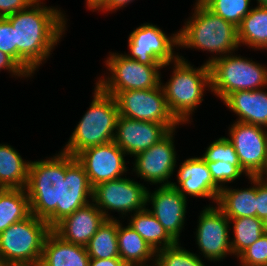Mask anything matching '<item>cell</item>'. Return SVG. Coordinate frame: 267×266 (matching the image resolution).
<instances>
[{"mask_svg":"<svg viewBox=\"0 0 267 266\" xmlns=\"http://www.w3.org/2000/svg\"><path fill=\"white\" fill-rule=\"evenodd\" d=\"M181 124H160L120 116L114 142L131 157L149 149Z\"/></svg>","mask_w":267,"mask_h":266,"instance_id":"obj_16","label":"cell"},{"mask_svg":"<svg viewBox=\"0 0 267 266\" xmlns=\"http://www.w3.org/2000/svg\"><path fill=\"white\" fill-rule=\"evenodd\" d=\"M207 9L238 27L251 11V0H199Z\"/></svg>","mask_w":267,"mask_h":266,"instance_id":"obj_31","label":"cell"},{"mask_svg":"<svg viewBox=\"0 0 267 266\" xmlns=\"http://www.w3.org/2000/svg\"><path fill=\"white\" fill-rule=\"evenodd\" d=\"M51 231L45 220L30 214L0 233V266L39 264Z\"/></svg>","mask_w":267,"mask_h":266,"instance_id":"obj_7","label":"cell"},{"mask_svg":"<svg viewBox=\"0 0 267 266\" xmlns=\"http://www.w3.org/2000/svg\"><path fill=\"white\" fill-rule=\"evenodd\" d=\"M234 52L210 62V89L222 100L236 91L267 88V67Z\"/></svg>","mask_w":267,"mask_h":266,"instance_id":"obj_6","label":"cell"},{"mask_svg":"<svg viewBox=\"0 0 267 266\" xmlns=\"http://www.w3.org/2000/svg\"><path fill=\"white\" fill-rule=\"evenodd\" d=\"M178 31L166 35L160 27L152 23H143L134 29L128 36L129 53H124L128 58L147 65L170 64L179 54Z\"/></svg>","mask_w":267,"mask_h":266,"instance_id":"obj_10","label":"cell"},{"mask_svg":"<svg viewBox=\"0 0 267 266\" xmlns=\"http://www.w3.org/2000/svg\"><path fill=\"white\" fill-rule=\"evenodd\" d=\"M106 219L91 201L65 217L51 230L64 241L86 246Z\"/></svg>","mask_w":267,"mask_h":266,"instance_id":"obj_19","label":"cell"},{"mask_svg":"<svg viewBox=\"0 0 267 266\" xmlns=\"http://www.w3.org/2000/svg\"><path fill=\"white\" fill-rule=\"evenodd\" d=\"M90 106L69 137L62 152L76 156L82 150L114 140L119 110L114 96L103 92L96 84Z\"/></svg>","mask_w":267,"mask_h":266,"instance_id":"obj_5","label":"cell"},{"mask_svg":"<svg viewBox=\"0 0 267 266\" xmlns=\"http://www.w3.org/2000/svg\"><path fill=\"white\" fill-rule=\"evenodd\" d=\"M0 51L15 61V30L6 17H0Z\"/></svg>","mask_w":267,"mask_h":266,"instance_id":"obj_36","label":"cell"},{"mask_svg":"<svg viewBox=\"0 0 267 266\" xmlns=\"http://www.w3.org/2000/svg\"><path fill=\"white\" fill-rule=\"evenodd\" d=\"M176 130H172L161 141L134 156L132 172L136 173L137 177L150 185H171L169 179L174 175L178 159L174 144Z\"/></svg>","mask_w":267,"mask_h":266,"instance_id":"obj_13","label":"cell"},{"mask_svg":"<svg viewBox=\"0 0 267 266\" xmlns=\"http://www.w3.org/2000/svg\"><path fill=\"white\" fill-rule=\"evenodd\" d=\"M267 216V178L256 177V217Z\"/></svg>","mask_w":267,"mask_h":266,"instance_id":"obj_37","label":"cell"},{"mask_svg":"<svg viewBox=\"0 0 267 266\" xmlns=\"http://www.w3.org/2000/svg\"><path fill=\"white\" fill-rule=\"evenodd\" d=\"M172 64L170 79L160 84L171 114L181 125L188 124L204 100L205 90H211L209 65L203 63L200 68H195L180 55Z\"/></svg>","mask_w":267,"mask_h":266,"instance_id":"obj_4","label":"cell"},{"mask_svg":"<svg viewBox=\"0 0 267 266\" xmlns=\"http://www.w3.org/2000/svg\"><path fill=\"white\" fill-rule=\"evenodd\" d=\"M66 175V153L31 161L25 187L30 212L52 229L61 221L62 178Z\"/></svg>","mask_w":267,"mask_h":266,"instance_id":"obj_3","label":"cell"},{"mask_svg":"<svg viewBox=\"0 0 267 266\" xmlns=\"http://www.w3.org/2000/svg\"><path fill=\"white\" fill-rule=\"evenodd\" d=\"M249 188L234 189L226 185L220 190L216 205L228 219L256 217V177L247 178Z\"/></svg>","mask_w":267,"mask_h":266,"instance_id":"obj_24","label":"cell"},{"mask_svg":"<svg viewBox=\"0 0 267 266\" xmlns=\"http://www.w3.org/2000/svg\"><path fill=\"white\" fill-rule=\"evenodd\" d=\"M227 137L234 145L242 169L250 177H263L267 159V128L234 121Z\"/></svg>","mask_w":267,"mask_h":266,"instance_id":"obj_14","label":"cell"},{"mask_svg":"<svg viewBox=\"0 0 267 266\" xmlns=\"http://www.w3.org/2000/svg\"><path fill=\"white\" fill-rule=\"evenodd\" d=\"M125 156L126 153L112 141L88 147L75 157L83 165L93 188L100 183L123 177L129 168Z\"/></svg>","mask_w":267,"mask_h":266,"instance_id":"obj_15","label":"cell"},{"mask_svg":"<svg viewBox=\"0 0 267 266\" xmlns=\"http://www.w3.org/2000/svg\"><path fill=\"white\" fill-rule=\"evenodd\" d=\"M223 103L236 114V121L267 127V91H236L227 95Z\"/></svg>","mask_w":267,"mask_h":266,"instance_id":"obj_21","label":"cell"},{"mask_svg":"<svg viewBox=\"0 0 267 266\" xmlns=\"http://www.w3.org/2000/svg\"><path fill=\"white\" fill-rule=\"evenodd\" d=\"M35 0H0V17L10 16L26 9Z\"/></svg>","mask_w":267,"mask_h":266,"instance_id":"obj_38","label":"cell"},{"mask_svg":"<svg viewBox=\"0 0 267 266\" xmlns=\"http://www.w3.org/2000/svg\"><path fill=\"white\" fill-rule=\"evenodd\" d=\"M264 233H267V216L262 220Z\"/></svg>","mask_w":267,"mask_h":266,"instance_id":"obj_43","label":"cell"},{"mask_svg":"<svg viewBox=\"0 0 267 266\" xmlns=\"http://www.w3.org/2000/svg\"><path fill=\"white\" fill-rule=\"evenodd\" d=\"M177 171V183H171L185 198H209L216 205L220 188L214 183L206 161L201 157L184 160Z\"/></svg>","mask_w":267,"mask_h":266,"instance_id":"obj_18","label":"cell"},{"mask_svg":"<svg viewBox=\"0 0 267 266\" xmlns=\"http://www.w3.org/2000/svg\"><path fill=\"white\" fill-rule=\"evenodd\" d=\"M211 173L214 183L220 188H225L226 184L232 183L236 179H240L242 175L250 177L241 166H235L229 162L216 161L206 162Z\"/></svg>","mask_w":267,"mask_h":266,"instance_id":"obj_34","label":"cell"},{"mask_svg":"<svg viewBox=\"0 0 267 266\" xmlns=\"http://www.w3.org/2000/svg\"><path fill=\"white\" fill-rule=\"evenodd\" d=\"M92 191L83 165L76 157L66 154V175L62 178L61 220L91 202Z\"/></svg>","mask_w":267,"mask_h":266,"instance_id":"obj_20","label":"cell"},{"mask_svg":"<svg viewBox=\"0 0 267 266\" xmlns=\"http://www.w3.org/2000/svg\"><path fill=\"white\" fill-rule=\"evenodd\" d=\"M89 266H127L121 258L90 259Z\"/></svg>","mask_w":267,"mask_h":266,"instance_id":"obj_40","label":"cell"},{"mask_svg":"<svg viewBox=\"0 0 267 266\" xmlns=\"http://www.w3.org/2000/svg\"><path fill=\"white\" fill-rule=\"evenodd\" d=\"M200 255L186 250L181 243L156 251L155 266H205Z\"/></svg>","mask_w":267,"mask_h":266,"instance_id":"obj_32","label":"cell"},{"mask_svg":"<svg viewBox=\"0 0 267 266\" xmlns=\"http://www.w3.org/2000/svg\"><path fill=\"white\" fill-rule=\"evenodd\" d=\"M108 76L99 77L96 85L105 93L115 96L125 90L156 88L161 83L160 70L172 65H147L128 58L123 53L109 52L105 60Z\"/></svg>","mask_w":267,"mask_h":266,"instance_id":"obj_8","label":"cell"},{"mask_svg":"<svg viewBox=\"0 0 267 266\" xmlns=\"http://www.w3.org/2000/svg\"><path fill=\"white\" fill-rule=\"evenodd\" d=\"M89 262L86 246L64 241L52 230L47 234L39 263L41 266H89Z\"/></svg>","mask_w":267,"mask_h":266,"instance_id":"obj_22","label":"cell"},{"mask_svg":"<svg viewBox=\"0 0 267 266\" xmlns=\"http://www.w3.org/2000/svg\"><path fill=\"white\" fill-rule=\"evenodd\" d=\"M29 164L14 147L0 144V188L25 189Z\"/></svg>","mask_w":267,"mask_h":266,"instance_id":"obj_25","label":"cell"},{"mask_svg":"<svg viewBox=\"0 0 267 266\" xmlns=\"http://www.w3.org/2000/svg\"><path fill=\"white\" fill-rule=\"evenodd\" d=\"M114 97L120 116L160 124H180L168 108L161 84L151 89L121 91Z\"/></svg>","mask_w":267,"mask_h":266,"instance_id":"obj_12","label":"cell"},{"mask_svg":"<svg viewBox=\"0 0 267 266\" xmlns=\"http://www.w3.org/2000/svg\"><path fill=\"white\" fill-rule=\"evenodd\" d=\"M187 201L188 198L171 185L159 186L153 192L147 189L146 206L152 205L147 210L176 242H180V234L185 227Z\"/></svg>","mask_w":267,"mask_h":266,"instance_id":"obj_17","label":"cell"},{"mask_svg":"<svg viewBox=\"0 0 267 266\" xmlns=\"http://www.w3.org/2000/svg\"><path fill=\"white\" fill-rule=\"evenodd\" d=\"M240 266H267V233L237 257Z\"/></svg>","mask_w":267,"mask_h":266,"instance_id":"obj_35","label":"cell"},{"mask_svg":"<svg viewBox=\"0 0 267 266\" xmlns=\"http://www.w3.org/2000/svg\"><path fill=\"white\" fill-rule=\"evenodd\" d=\"M7 70L11 76H15L17 78L30 77L9 55L0 51V71Z\"/></svg>","mask_w":267,"mask_h":266,"instance_id":"obj_39","label":"cell"},{"mask_svg":"<svg viewBox=\"0 0 267 266\" xmlns=\"http://www.w3.org/2000/svg\"><path fill=\"white\" fill-rule=\"evenodd\" d=\"M198 216L195 240L202 258L219 262L233 255L230 244V221L216 205L203 207Z\"/></svg>","mask_w":267,"mask_h":266,"instance_id":"obj_11","label":"cell"},{"mask_svg":"<svg viewBox=\"0 0 267 266\" xmlns=\"http://www.w3.org/2000/svg\"><path fill=\"white\" fill-rule=\"evenodd\" d=\"M31 214L25 189L0 188V233Z\"/></svg>","mask_w":267,"mask_h":266,"instance_id":"obj_28","label":"cell"},{"mask_svg":"<svg viewBox=\"0 0 267 266\" xmlns=\"http://www.w3.org/2000/svg\"><path fill=\"white\" fill-rule=\"evenodd\" d=\"M130 216L128 225L155 251L174 246L177 243L147 208L130 214Z\"/></svg>","mask_w":267,"mask_h":266,"instance_id":"obj_27","label":"cell"},{"mask_svg":"<svg viewBox=\"0 0 267 266\" xmlns=\"http://www.w3.org/2000/svg\"><path fill=\"white\" fill-rule=\"evenodd\" d=\"M43 1L35 0L6 17L15 30V62L30 77L47 61L67 30L65 13Z\"/></svg>","mask_w":267,"mask_h":266,"instance_id":"obj_1","label":"cell"},{"mask_svg":"<svg viewBox=\"0 0 267 266\" xmlns=\"http://www.w3.org/2000/svg\"><path fill=\"white\" fill-rule=\"evenodd\" d=\"M118 219H106L86 245L90 259L120 258L117 242Z\"/></svg>","mask_w":267,"mask_h":266,"instance_id":"obj_29","label":"cell"},{"mask_svg":"<svg viewBox=\"0 0 267 266\" xmlns=\"http://www.w3.org/2000/svg\"><path fill=\"white\" fill-rule=\"evenodd\" d=\"M147 189L140 181L138 183L125 176L93 187L92 202L107 219H117L109 214L111 211L118 212L121 215L119 218L124 219L130 213L134 214L147 207Z\"/></svg>","mask_w":267,"mask_h":266,"instance_id":"obj_9","label":"cell"},{"mask_svg":"<svg viewBox=\"0 0 267 266\" xmlns=\"http://www.w3.org/2000/svg\"><path fill=\"white\" fill-rule=\"evenodd\" d=\"M256 1H257V5L267 6V0H256Z\"/></svg>","mask_w":267,"mask_h":266,"instance_id":"obj_44","label":"cell"},{"mask_svg":"<svg viewBox=\"0 0 267 266\" xmlns=\"http://www.w3.org/2000/svg\"><path fill=\"white\" fill-rule=\"evenodd\" d=\"M206 162L224 161L235 166H241L234 145L227 137H220L207 146L201 156Z\"/></svg>","mask_w":267,"mask_h":266,"instance_id":"obj_33","label":"cell"},{"mask_svg":"<svg viewBox=\"0 0 267 266\" xmlns=\"http://www.w3.org/2000/svg\"><path fill=\"white\" fill-rule=\"evenodd\" d=\"M264 178H267V159L265 163Z\"/></svg>","mask_w":267,"mask_h":266,"instance_id":"obj_46","label":"cell"},{"mask_svg":"<svg viewBox=\"0 0 267 266\" xmlns=\"http://www.w3.org/2000/svg\"><path fill=\"white\" fill-rule=\"evenodd\" d=\"M117 242L119 256L127 266H155L156 251L133 228L123 226L119 219Z\"/></svg>","mask_w":267,"mask_h":266,"instance_id":"obj_23","label":"cell"},{"mask_svg":"<svg viewBox=\"0 0 267 266\" xmlns=\"http://www.w3.org/2000/svg\"><path fill=\"white\" fill-rule=\"evenodd\" d=\"M229 221L234 233L230 239L233 257H238L264 234L262 219L258 217L233 218Z\"/></svg>","mask_w":267,"mask_h":266,"instance_id":"obj_30","label":"cell"},{"mask_svg":"<svg viewBox=\"0 0 267 266\" xmlns=\"http://www.w3.org/2000/svg\"><path fill=\"white\" fill-rule=\"evenodd\" d=\"M133 1L135 0H108V13H114V11L116 12L120 8L123 9Z\"/></svg>","mask_w":267,"mask_h":266,"instance_id":"obj_42","label":"cell"},{"mask_svg":"<svg viewBox=\"0 0 267 266\" xmlns=\"http://www.w3.org/2000/svg\"><path fill=\"white\" fill-rule=\"evenodd\" d=\"M193 10L178 31L180 49L194 48L213 54L206 59V64L239 49L238 29L234 24L211 12L199 0Z\"/></svg>","mask_w":267,"mask_h":266,"instance_id":"obj_2","label":"cell"},{"mask_svg":"<svg viewBox=\"0 0 267 266\" xmlns=\"http://www.w3.org/2000/svg\"><path fill=\"white\" fill-rule=\"evenodd\" d=\"M6 266H41L40 264H21V265H6Z\"/></svg>","mask_w":267,"mask_h":266,"instance_id":"obj_45","label":"cell"},{"mask_svg":"<svg viewBox=\"0 0 267 266\" xmlns=\"http://www.w3.org/2000/svg\"><path fill=\"white\" fill-rule=\"evenodd\" d=\"M86 7L90 11L108 13V0H85Z\"/></svg>","mask_w":267,"mask_h":266,"instance_id":"obj_41","label":"cell"},{"mask_svg":"<svg viewBox=\"0 0 267 266\" xmlns=\"http://www.w3.org/2000/svg\"><path fill=\"white\" fill-rule=\"evenodd\" d=\"M237 29L240 47L267 50V6L253 7Z\"/></svg>","mask_w":267,"mask_h":266,"instance_id":"obj_26","label":"cell"}]
</instances>
